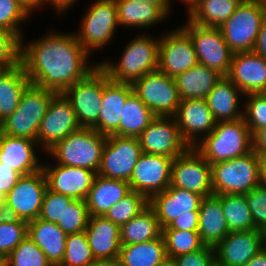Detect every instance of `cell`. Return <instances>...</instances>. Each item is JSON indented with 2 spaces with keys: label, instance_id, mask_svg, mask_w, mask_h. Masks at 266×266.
I'll return each instance as SVG.
<instances>
[{
  "label": "cell",
  "instance_id": "obj_12",
  "mask_svg": "<svg viewBox=\"0 0 266 266\" xmlns=\"http://www.w3.org/2000/svg\"><path fill=\"white\" fill-rule=\"evenodd\" d=\"M142 154L137 137L108 135L97 174L115 180L129 181Z\"/></svg>",
  "mask_w": 266,
  "mask_h": 266
},
{
  "label": "cell",
  "instance_id": "obj_34",
  "mask_svg": "<svg viewBox=\"0 0 266 266\" xmlns=\"http://www.w3.org/2000/svg\"><path fill=\"white\" fill-rule=\"evenodd\" d=\"M161 235L162 229L156 213L150 206L120 227L121 245L155 240Z\"/></svg>",
  "mask_w": 266,
  "mask_h": 266
},
{
  "label": "cell",
  "instance_id": "obj_45",
  "mask_svg": "<svg viewBox=\"0 0 266 266\" xmlns=\"http://www.w3.org/2000/svg\"><path fill=\"white\" fill-rule=\"evenodd\" d=\"M29 17L17 0H0V28L15 33L21 40L23 32L20 25Z\"/></svg>",
  "mask_w": 266,
  "mask_h": 266
},
{
  "label": "cell",
  "instance_id": "obj_58",
  "mask_svg": "<svg viewBox=\"0 0 266 266\" xmlns=\"http://www.w3.org/2000/svg\"><path fill=\"white\" fill-rule=\"evenodd\" d=\"M244 266H266V248L260 250Z\"/></svg>",
  "mask_w": 266,
  "mask_h": 266
},
{
  "label": "cell",
  "instance_id": "obj_33",
  "mask_svg": "<svg viewBox=\"0 0 266 266\" xmlns=\"http://www.w3.org/2000/svg\"><path fill=\"white\" fill-rule=\"evenodd\" d=\"M30 80L22 64L0 72V124L17 108Z\"/></svg>",
  "mask_w": 266,
  "mask_h": 266
},
{
  "label": "cell",
  "instance_id": "obj_16",
  "mask_svg": "<svg viewBox=\"0 0 266 266\" xmlns=\"http://www.w3.org/2000/svg\"><path fill=\"white\" fill-rule=\"evenodd\" d=\"M158 69L175 78L198 64L190 36L179 26L159 35Z\"/></svg>",
  "mask_w": 266,
  "mask_h": 266
},
{
  "label": "cell",
  "instance_id": "obj_39",
  "mask_svg": "<svg viewBox=\"0 0 266 266\" xmlns=\"http://www.w3.org/2000/svg\"><path fill=\"white\" fill-rule=\"evenodd\" d=\"M148 206L149 199L144 194L131 190L123 199L113 205L104 217L121 227Z\"/></svg>",
  "mask_w": 266,
  "mask_h": 266
},
{
  "label": "cell",
  "instance_id": "obj_40",
  "mask_svg": "<svg viewBox=\"0 0 266 266\" xmlns=\"http://www.w3.org/2000/svg\"><path fill=\"white\" fill-rule=\"evenodd\" d=\"M162 237L168 258L194 252L204 246L198 231L162 230Z\"/></svg>",
  "mask_w": 266,
  "mask_h": 266
},
{
  "label": "cell",
  "instance_id": "obj_42",
  "mask_svg": "<svg viewBox=\"0 0 266 266\" xmlns=\"http://www.w3.org/2000/svg\"><path fill=\"white\" fill-rule=\"evenodd\" d=\"M6 266H52L43 251L26 237L5 259Z\"/></svg>",
  "mask_w": 266,
  "mask_h": 266
},
{
  "label": "cell",
  "instance_id": "obj_27",
  "mask_svg": "<svg viewBox=\"0 0 266 266\" xmlns=\"http://www.w3.org/2000/svg\"><path fill=\"white\" fill-rule=\"evenodd\" d=\"M244 94L232 81L223 76L205 100L216 122L236 121L243 118ZM242 101V102H241Z\"/></svg>",
  "mask_w": 266,
  "mask_h": 266
},
{
  "label": "cell",
  "instance_id": "obj_8",
  "mask_svg": "<svg viewBox=\"0 0 266 266\" xmlns=\"http://www.w3.org/2000/svg\"><path fill=\"white\" fill-rule=\"evenodd\" d=\"M265 20V4L259 0H243L219 29L233 53L253 51L261 25Z\"/></svg>",
  "mask_w": 266,
  "mask_h": 266
},
{
  "label": "cell",
  "instance_id": "obj_29",
  "mask_svg": "<svg viewBox=\"0 0 266 266\" xmlns=\"http://www.w3.org/2000/svg\"><path fill=\"white\" fill-rule=\"evenodd\" d=\"M198 233L205 246L215 247L229 233L221 195L204 197L199 208Z\"/></svg>",
  "mask_w": 266,
  "mask_h": 266
},
{
  "label": "cell",
  "instance_id": "obj_50",
  "mask_svg": "<svg viewBox=\"0 0 266 266\" xmlns=\"http://www.w3.org/2000/svg\"><path fill=\"white\" fill-rule=\"evenodd\" d=\"M176 266H216L214 247L203 246L201 249L173 258Z\"/></svg>",
  "mask_w": 266,
  "mask_h": 266
},
{
  "label": "cell",
  "instance_id": "obj_61",
  "mask_svg": "<svg viewBox=\"0 0 266 266\" xmlns=\"http://www.w3.org/2000/svg\"><path fill=\"white\" fill-rule=\"evenodd\" d=\"M260 185L266 187V155H260Z\"/></svg>",
  "mask_w": 266,
  "mask_h": 266
},
{
  "label": "cell",
  "instance_id": "obj_5",
  "mask_svg": "<svg viewBox=\"0 0 266 266\" xmlns=\"http://www.w3.org/2000/svg\"><path fill=\"white\" fill-rule=\"evenodd\" d=\"M54 91L29 84L23 91L16 110L0 124V131L11 137L37 141V134Z\"/></svg>",
  "mask_w": 266,
  "mask_h": 266
},
{
  "label": "cell",
  "instance_id": "obj_35",
  "mask_svg": "<svg viewBox=\"0 0 266 266\" xmlns=\"http://www.w3.org/2000/svg\"><path fill=\"white\" fill-rule=\"evenodd\" d=\"M243 0H198L196 6L187 15L198 25L220 28L235 12Z\"/></svg>",
  "mask_w": 266,
  "mask_h": 266
},
{
  "label": "cell",
  "instance_id": "obj_23",
  "mask_svg": "<svg viewBox=\"0 0 266 266\" xmlns=\"http://www.w3.org/2000/svg\"><path fill=\"white\" fill-rule=\"evenodd\" d=\"M203 198L197 193L169 186L163 192L154 194L149 199V206L155 211L161 229H164L180 215L199 211Z\"/></svg>",
  "mask_w": 266,
  "mask_h": 266
},
{
  "label": "cell",
  "instance_id": "obj_22",
  "mask_svg": "<svg viewBox=\"0 0 266 266\" xmlns=\"http://www.w3.org/2000/svg\"><path fill=\"white\" fill-rule=\"evenodd\" d=\"M263 248L259 230L230 232L214 247L216 266H244Z\"/></svg>",
  "mask_w": 266,
  "mask_h": 266
},
{
  "label": "cell",
  "instance_id": "obj_10",
  "mask_svg": "<svg viewBox=\"0 0 266 266\" xmlns=\"http://www.w3.org/2000/svg\"><path fill=\"white\" fill-rule=\"evenodd\" d=\"M133 92L156 116H174L181 102L175 79L159 69L132 84Z\"/></svg>",
  "mask_w": 266,
  "mask_h": 266
},
{
  "label": "cell",
  "instance_id": "obj_63",
  "mask_svg": "<svg viewBox=\"0 0 266 266\" xmlns=\"http://www.w3.org/2000/svg\"><path fill=\"white\" fill-rule=\"evenodd\" d=\"M156 266H176L173 258H165L162 262L157 264Z\"/></svg>",
  "mask_w": 266,
  "mask_h": 266
},
{
  "label": "cell",
  "instance_id": "obj_52",
  "mask_svg": "<svg viewBox=\"0 0 266 266\" xmlns=\"http://www.w3.org/2000/svg\"><path fill=\"white\" fill-rule=\"evenodd\" d=\"M199 211L182 214L162 230L198 231Z\"/></svg>",
  "mask_w": 266,
  "mask_h": 266
},
{
  "label": "cell",
  "instance_id": "obj_30",
  "mask_svg": "<svg viewBox=\"0 0 266 266\" xmlns=\"http://www.w3.org/2000/svg\"><path fill=\"white\" fill-rule=\"evenodd\" d=\"M119 26L130 29L154 28L164 20L170 18L158 6L148 2L132 0H115Z\"/></svg>",
  "mask_w": 266,
  "mask_h": 266
},
{
  "label": "cell",
  "instance_id": "obj_24",
  "mask_svg": "<svg viewBox=\"0 0 266 266\" xmlns=\"http://www.w3.org/2000/svg\"><path fill=\"white\" fill-rule=\"evenodd\" d=\"M227 77L244 95L266 87V61L254 51L233 53Z\"/></svg>",
  "mask_w": 266,
  "mask_h": 266
},
{
  "label": "cell",
  "instance_id": "obj_32",
  "mask_svg": "<svg viewBox=\"0 0 266 266\" xmlns=\"http://www.w3.org/2000/svg\"><path fill=\"white\" fill-rule=\"evenodd\" d=\"M223 76L216 70L197 64L174 79L181 100L205 99Z\"/></svg>",
  "mask_w": 266,
  "mask_h": 266
},
{
  "label": "cell",
  "instance_id": "obj_3",
  "mask_svg": "<svg viewBox=\"0 0 266 266\" xmlns=\"http://www.w3.org/2000/svg\"><path fill=\"white\" fill-rule=\"evenodd\" d=\"M194 148L212 165L252 152V135L244 118L218 122Z\"/></svg>",
  "mask_w": 266,
  "mask_h": 266
},
{
  "label": "cell",
  "instance_id": "obj_13",
  "mask_svg": "<svg viewBox=\"0 0 266 266\" xmlns=\"http://www.w3.org/2000/svg\"><path fill=\"white\" fill-rule=\"evenodd\" d=\"M170 186L197 193L202 197L213 195L211 164L194 148L174 158Z\"/></svg>",
  "mask_w": 266,
  "mask_h": 266
},
{
  "label": "cell",
  "instance_id": "obj_65",
  "mask_svg": "<svg viewBox=\"0 0 266 266\" xmlns=\"http://www.w3.org/2000/svg\"><path fill=\"white\" fill-rule=\"evenodd\" d=\"M4 263V259L0 256V266Z\"/></svg>",
  "mask_w": 266,
  "mask_h": 266
},
{
  "label": "cell",
  "instance_id": "obj_26",
  "mask_svg": "<svg viewBox=\"0 0 266 266\" xmlns=\"http://www.w3.org/2000/svg\"><path fill=\"white\" fill-rule=\"evenodd\" d=\"M95 260L118 259L120 227L104 216H90L85 230Z\"/></svg>",
  "mask_w": 266,
  "mask_h": 266
},
{
  "label": "cell",
  "instance_id": "obj_31",
  "mask_svg": "<svg viewBox=\"0 0 266 266\" xmlns=\"http://www.w3.org/2000/svg\"><path fill=\"white\" fill-rule=\"evenodd\" d=\"M27 237L43 251L52 266L61 264L66 249L67 235L56 223L39 218L30 221Z\"/></svg>",
  "mask_w": 266,
  "mask_h": 266
},
{
  "label": "cell",
  "instance_id": "obj_38",
  "mask_svg": "<svg viewBox=\"0 0 266 266\" xmlns=\"http://www.w3.org/2000/svg\"><path fill=\"white\" fill-rule=\"evenodd\" d=\"M221 204L230 232L256 229L245 194H223Z\"/></svg>",
  "mask_w": 266,
  "mask_h": 266
},
{
  "label": "cell",
  "instance_id": "obj_55",
  "mask_svg": "<svg viewBox=\"0 0 266 266\" xmlns=\"http://www.w3.org/2000/svg\"><path fill=\"white\" fill-rule=\"evenodd\" d=\"M253 51L266 61V20L261 25Z\"/></svg>",
  "mask_w": 266,
  "mask_h": 266
},
{
  "label": "cell",
  "instance_id": "obj_7",
  "mask_svg": "<svg viewBox=\"0 0 266 266\" xmlns=\"http://www.w3.org/2000/svg\"><path fill=\"white\" fill-rule=\"evenodd\" d=\"M82 16L78 31H74L83 48L92 55L93 51L105 48L120 28L115 0H95L89 4Z\"/></svg>",
  "mask_w": 266,
  "mask_h": 266
},
{
  "label": "cell",
  "instance_id": "obj_20",
  "mask_svg": "<svg viewBox=\"0 0 266 266\" xmlns=\"http://www.w3.org/2000/svg\"><path fill=\"white\" fill-rule=\"evenodd\" d=\"M173 117L182 138L190 147H194L204 136L209 135L217 123L205 99L181 100Z\"/></svg>",
  "mask_w": 266,
  "mask_h": 266
},
{
  "label": "cell",
  "instance_id": "obj_66",
  "mask_svg": "<svg viewBox=\"0 0 266 266\" xmlns=\"http://www.w3.org/2000/svg\"><path fill=\"white\" fill-rule=\"evenodd\" d=\"M261 93L266 97V87Z\"/></svg>",
  "mask_w": 266,
  "mask_h": 266
},
{
  "label": "cell",
  "instance_id": "obj_17",
  "mask_svg": "<svg viewBox=\"0 0 266 266\" xmlns=\"http://www.w3.org/2000/svg\"><path fill=\"white\" fill-rule=\"evenodd\" d=\"M174 159L162 155L142 153L128 181L131 190L150 199L170 186Z\"/></svg>",
  "mask_w": 266,
  "mask_h": 266
},
{
  "label": "cell",
  "instance_id": "obj_18",
  "mask_svg": "<svg viewBox=\"0 0 266 266\" xmlns=\"http://www.w3.org/2000/svg\"><path fill=\"white\" fill-rule=\"evenodd\" d=\"M47 190L42 170L22 175L16 185L5 196V202L27 223L38 218Z\"/></svg>",
  "mask_w": 266,
  "mask_h": 266
},
{
  "label": "cell",
  "instance_id": "obj_54",
  "mask_svg": "<svg viewBox=\"0 0 266 266\" xmlns=\"http://www.w3.org/2000/svg\"><path fill=\"white\" fill-rule=\"evenodd\" d=\"M252 150L259 155H266V127L258 129L252 135Z\"/></svg>",
  "mask_w": 266,
  "mask_h": 266
},
{
  "label": "cell",
  "instance_id": "obj_36",
  "mask_svg": "<svg viewBox=\"0 0 266 266\" xmlns=\"http://www.w3.org/2000/svg\"><path fill=\"white\" fill-rule=\"evenodd\" d=\"M165 258V243L161 235L155 240L122 245L118 259L122 266H156Z\"/></svg>",
  "mask_w": 266,
  "mask_h": 266
},
{
  "label": "cell",
  "instance_id": "obj_11",
  "mask_svg": "<svg viewBox=\"0 0 266 266\" xmlns=\"http://www.w3.org/2000/svg\"><path fill=\"white\" fill-rule=\"evenodd\" d=\"M63 94L71 103L81 127L92 128L99 118L103 99V69L98 65Z\"/></svg>",
  "mask_w": 266,
  "mask_h": 266
},
{
  "label": "cell",
  "instance_id": "obj_14",
  "mask_svg": "<svg viewBox=\"0 0 266 266\" xmlns=\"http://www.w3.org/2000/svg\"><path fill=\"white\" fill-rule=\"evenodd\" d=\"M75 111L63 93H56L41 120L37 142L41 148L38 152L47 153L60 140L79 130Z\"/></svg>",
  "mask_w": 266,
  "mask_h": 266
},
{
  "label": "cell",
  "instance_id": "obj_53",
  "mask_svg": "<svg viewBox=\"0 0 266 266\" xmlns=\"http://www.w3.org/2000/svg\"><path fill=\"white\" fill-rule=\"evenodd\" d=\"M77 2L78 0H42V10L44 6L47 7L50 5L53 7L57 15L61 14L62 16L64 13H66V11L68 13V10L75 6V3L77 4Z\"/></svg>",
  "mask_w": 266,
  "mask_h": 266
},
{
  "label": "cell",
  "instance_id": "obj_6",
  "mask_svg": "<svg viewBox=\"0 0 266 266\" xmlns=\"http://www.w3.org/2000/svg\"><path fill=\"white\" fill-rule=\"evenodd\" d=\"M213 195L247 194L260 185V155L249 154L211 165Z\"/></svg>",
  "mask_w": 266,
  "mask_h": 266
},
{
  "label": "cell",
  "instance_id": "obj_25",
  "mask_svg": "<svg viewBox=\"0 0 266 266\" xmlns=\"http://www.w3.org/2000/svg\"><path fill=\"white\" fill-rule=\"evenodd\" d=\"M39 144L27 138L11 137L0 131V163L28 175L42 170L43 163L36 150ZM39 158V159H38Z\"/></svg>",
  "mask_w": 266,
  "mask_h": 266
},
{
  "label": "cell",
  "instance_id": "obj_64",
  "mask_svg": "<svg viewBox=\"0 0 266 266\" xmlns=\"http://www.w3.org/2000/svg\"><path fill=\"white\" fill-rule=\"evenodd\" d=\"M262 234H263V246L264 248H266V229L262 231Z\"/></svg>",
  "mask_w": 266,
  "mask_h": 266
},
{
  "label": "cell",
  "instance_id": "obj_21",
  "mask_svg": "<svg viewBox=\"0 0 266 266\" xmlns=\"http://www.w3.org/2000/svg\"><path fill=\"white\" fill-rule=\"evenodd\" d=\"M133 92L130 83L109 79L103 70V99L98 122L92 127L103 135L120 136V119L128 96Z\"/></svg>",
  "mask_w": 266,
  "mask_h": 266
},
{
  "label": "cell",
  "instance_id": "obj_67",
  "mask_svg": "<svg viewBox=\"0 0 266 266\" xmlns=\"http://www.w3.org/2000/svg\"><path fill=\"white\" fill-rule=\"evenodd\" d=\"M259 1L266 5V0H259Z\"/></svg>",
  "mask_w": 266,
  "mask_h": 266
},
{
  "label": "cell",
  "instance_id": "obj_46",
  "mask_svg": "<svg viewBox=\"0 0 266 266\" xmlns=\"http://www.w3.org/2000/svg\"><path fill=\"white\" fill-rule=\"evenodd\" d=\"M28 235V223L20 220L0 224V256L5 259Z\"/></svg>",
  "mask_w": 266,
  "mask_h": 266
},
{
  "label": "cell",
  "instance_id": "obj_37",
  "mask_svg": "<svg viewBox=\"0 0 266 266\" xmlns=\"http://www.w3.org/2000/svg\"><path fill=\"white\" fill-rule=\"evenodd\" d=\"M156 115L132 92L125 103L120 119V136L139 137Z\"/></svg>",
  "mask_w": 266,
  "mask_h": 266
},
{
  "label": "cell",
  "instance_id": "obj_56",
  "mask_svg": "<svg viewBox=\"0 0 266 266\" xmlns=\"http://www.w3.org/2000/svg\"><path fill=\"white\" fill-rule=\"evenodd\" d=\"M17 213L4 201L0 203V224L19 222Z\"/></svg>",
  "mask_w": 266,
  "mask_h": 266
},
{
  "label": "cell",
  "instance_id": "obj_41",
  "mask_svg": "<svg viewBox=\"0 0 266 266\" xmlns=\"http://www.w3.org/2000/svg\"><path fill=\"white\" fill-rule=\"evenodd\" d=\"M95 258L85 231L67 235L66 249L59 266H89Z\"/></svg>",
  "mask_w": 266,
  "mask_h": 266
},
{
  "label": "cell",
  "instance_id": "obj_62",
  "mask_svg": "<svg viewBox=\"0 0 266 266\" xmlns=\"http://www.w3.org/2000/svg\"><path fill=\"white\" fill-rule=\"evenodd\" d=\"M186 6L187 15L190 13V11L196 6L198 0H179ZM173 0H169L170 8L172 9L173 5H171Z\"/></svg>",
  "mask_w": 266,
  "mask_h": 266
},
{
  "label": "cell",
  "instance_id": "obj_43",
  "mask_svg": "<svg viewBox=\"0 0 266 266\" xmlns=\"http://www.w3.org/2000/svg\"><path fill=\"white\" fill-rule=\"evenodd\" d=\"M89 218L85 200L74 199L69 207H66L65 213L57 225L66 235H71L85 231Z\"/></svg>",
  "mask_w": 266,
  "mask_h": 266
},
{
  "label": "cell",
  "instance_id": "obj_1",
  "mask_svg": "<svg viewBox=\"0 0 266 266\" xmlns=\"http://www.w3.org/2000/svg\"><path fill=\"white\" fill-rule=\"evenodd\" d=\"M21 40V64L31 84L63 93L85 78L99 63H90L91 55L74 32L50 30L38 39Z\"/></svg>",
  "mask_w": 266,
  "mask_h": 266
},
{
  "label": "cell",
  "instance_id": "obj_2",
  "mask_svg": "<svg viewBox=\"0 0 266 266\" xmlns=\"http://www.w3.org/2000/svg\"><path fill=\"white\" fill-rule=\"evenodd\" d=\"M128 41L121 58L116 63L106 58L99 61V66L108 74L109 79L116 82L130 83L141 78L146 73L158 69L159 41L151 34L139 33Z\"/></svg>",
  "mask_w": 266,
  "mask_h": 266
},
{
  "label": "cell",
  "instance_id": "obj_57",
  "mask_svg": "<svg viewBox=\"0 0 266 266\" xmlns=\"http://www.w3.org/2000/svg\"><path fill=\"white\" fill-rule=\"evenodd\" d=\"M17 2L30 17L33 16V12L42 11V0H17Z\"/></svg>",
  "mask_w": 266,
  "mask_h": 266
},
{
  "label": "cell",
  "instance_id": "obj_48",
  "mask_svg": "<svg viewBox=\"0 0 266 266\" xmlns=\"http://www.w3.org/2000/svg\"><path fill=\"white\" fill-rule=\"evenodd\" d=\"M73 200L72 197L57 194L47 189L38 218L57 224L62 219L66 207H69Z\"/></svg>",
  "mask_w": 266,
  "mask_h": 266
},
{
  "label": "cell",
  "instance_id": "obj_49",
  "mask_svg": "<svg viewBox=\"0 0 266 266\" xmlns=\"http://www.w3.org/2000/svg\"><path fill=\"white\" fill-rule=\"evenodd\" d=\"M256 230L266 229V187L258 185L245 194Z\"/></svg>",
  "mask_w": 266,
  "mask_h": 266
},
{
  "label": "cell",
  "instance_id": "obj_47",
  "mask_svg": "<svg viewBox=\"0 0 266 266\" xmlns=\"http://www.w3.org/2000/svg\"><path fill=\"white\" fill-rule=\"evenodd\" d=\"M21 64V39L13 32L0 28V66L11 69Z\"/></svg>",
  "mask_w": 266,
  "mask_h": 266
},
{
  "label": "cell",
  "instance_id": "obj_9",
  "mask_svg": "<svg viewBox=\"0 0 266 266\" xmlns=\"http://www.w3.org/2000/svg\"><path fill=\"white\" fill-rule=\"evenodd\" d=\"M180 27L190 36L198 63L227 76L233 52L224 40L221 30L195 24L188 18Z\"/></svg>",
  "mask_w": 266,
  "mask_h": 266
},
{
  "label": "cell",
  "instance_id": "obj_19",
  "mask_svg": "<svg viewBox=\"0 0 266 266\" xmlns=\"http://www.w3.org/2000/svg\"><path fill=\"white\" fill-rule=\"evenodd\" d=\"M46 162H42V171L48 190L74 199L85 200L92 187L96 172L82 167L51 163L48 160Z\"/></svg>",
  "mask_w": 266,
  "mask_h": 266
},
{
  "label": "cell",
  "instance_id": "obj_4",
  "mask_svg": "<svg viewBox=\"0 0 266 266\" xmlns=\"http://www.w3.org/2000/svg\"><path fill=\"white\" fill-rule=\"evenodd\" d=\"M107 136L81 127L60 140L46 155L64 166L82 167L98 172Z\"/></svg>",
  "mask_w": 266,
  "mask_h": 266
},
{
  "label": "cell",
  "instance_id": "obj_51",
  "mask_svg": "<svg viewBox=\"0 0 266 266\" xmlns=\"http://www.w3.org/2000/svg\"><path fill=\"white\" fill-rule=\"evenodd\" d=\"M21 176L16 170L0 163V203L5 201V196L16 185Z\"/></svg>",
  "mask_w": 266,
  "mask_h": 266
},
{
  "label": "cell",
  "instance_id": "obj_28",
  "mask_svg": "<svg viewBox=\"0 0 266 266\" xmlns=\"http://www.w3.org/2000/svg\"><path fill=\"white\" fill-rule=\"evenodd\" d=\"M131 191L128 181L96 174L85 202L90 216H104L107 211Z\"/></svg>",
  "mask_w": 266,
  "mask_h": 266
},
{
  "label": "cell",
  "instance_id": "obj_59",
  "mask_svg": "<svg viewBox=\"0 0 266 266\" xmlns=\"http://www.w3.org/2000/svg\"><path fill=\"white\" fill-rule=\"evenodd\" d=\"M137 2H148L155 5H158L168 16L171 14L172 11L170 8L169 0H132Z\"/></svg>",
  "mask_w": 266,
  "mask_h": 266
},
{
  "label": "cell",
  "instance_id": "obj_44",
  "mask_svg": "<svg viewBox=\"0 0 266 266\" xmlns=\"http://www.w3.org/2000/svg\"><path fill=\"white\" fill-rule=\"evenodd\" d=\"M243 118L251 135L266 127V97L262 93L244 95Z\"/></svg>",
  "mask_w": 266,
  "mask_h": 266
},
{
  "label": "cell",
  "instance_id": "obj_15",
  "mask_svg": "<svg viewBox=\"0 0 266 266\" xmlns=\"http://www.w3.org/2000/svg\"><path fill=\"white\" fill-rule=\"evenodd\" d=\"M142 153L176 158L184 154L189 144L182 138L172 116H156L138 137Z\"/></svg>",
  "mask_w": 266,
  "mask_h": 266
},
{
  "label": "cell",
  "instance_id": "obj_60",
  "mask_svg": "<svg viewBox=\"0 0 266 266\" xmlns=\"http://www.w3.org/2000/svg\"><path fill=\"white\" fill-rule=\"evenodd\" d=\"M89 266H122L119 259L95 260Z\"/></svg>",
  "mask_w": 266,
  "mask_h": 266
}]
</instances>
